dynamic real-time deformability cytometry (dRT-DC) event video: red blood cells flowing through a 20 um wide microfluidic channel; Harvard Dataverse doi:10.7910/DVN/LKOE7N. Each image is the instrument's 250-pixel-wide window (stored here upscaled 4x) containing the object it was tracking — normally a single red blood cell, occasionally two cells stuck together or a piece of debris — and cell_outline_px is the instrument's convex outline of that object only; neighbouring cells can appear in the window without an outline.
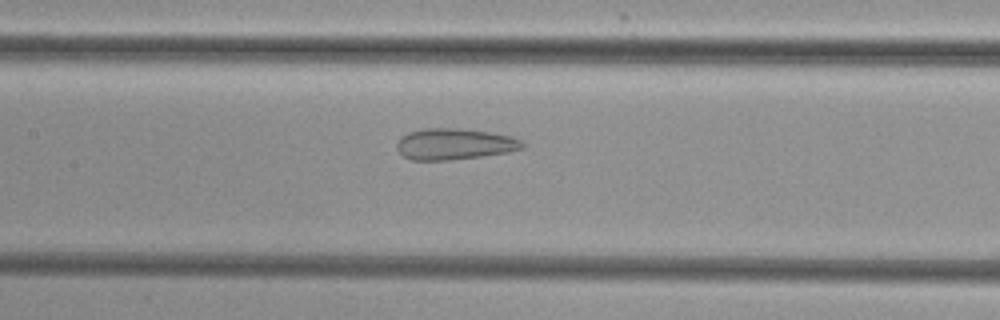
{"species": "common noctule bat (a hibernating species)", "species_latin": "Nyctalus noctula", "temperature_condition": "cold", "stored_images_in_passage": 38, "camera_frame_rate_fps": 3000, "um_per_image_px": 0.085, "animal": {"sex": "female", "body_mass_g": 29.2, "forearm_length_mm": 56.3}, "frame": {"image": 1, "passage_image": 9, "time_ms": 2.667, "image_size_px": [1000, 320], "cell_outline_px": [[524, 148], [508, 152], [480, 156], [448, 160], [412, 160], [404, 156], [396, 148], [396, 144], [400, 136], [408, 132], [424, 128], [460, 128], [492, 132], [512, 136], [520, 140], [524, 144]], "centroid_in_image_um": [38.61, 12.23], "position_along_channel_um": 168.8, "area_um2": 22.95}}
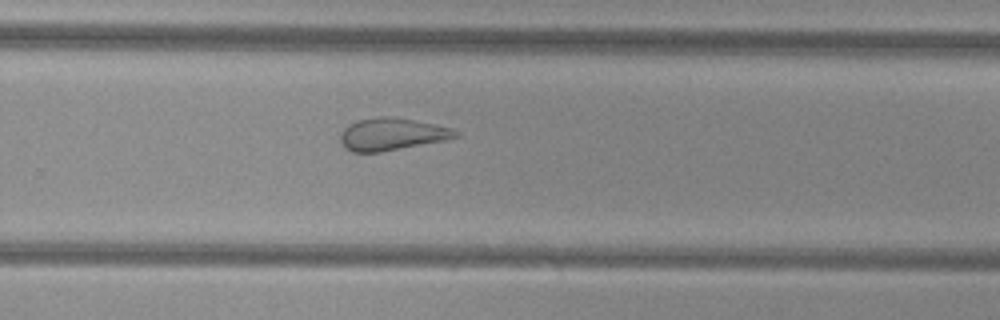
{"frame": {"image": 2, "passage_image": 19, "time_ms": 6.0, "image_size_px": [1000, 320], "cell_outline_px": [[460, 136], [444, 140], [380, 152], [352, 152], [344, 148], [340, 140], [340, 132], [348, 124], [360, 120], [376, 116], [392, 116], [452, 128], [460, 132]], "centroid_in_image_um": [33.27, 11.4], "position_along_channel_um": 296.5, "area_um2": 21.62}}
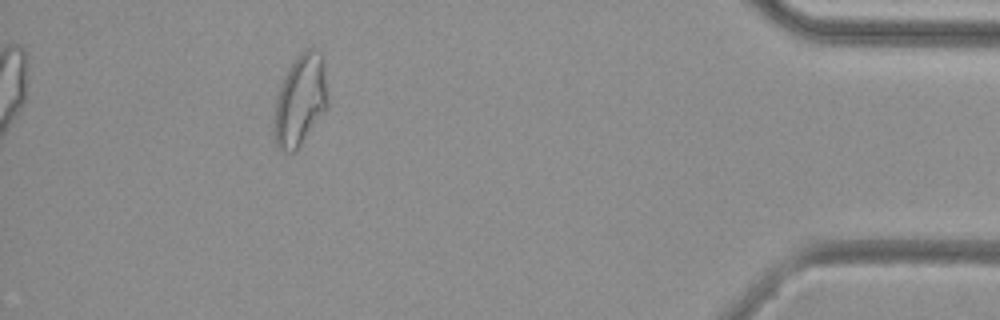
{"frame": {"image": 3, "passage_image": 32, "time_ms": 10.333, "image_size_px": [1000, 320], "cell_outline_px": [[328, 108], [296, 152], [280, 152], [276, 144], [276, 100], [280, 84], [288, 68], [296, 56], [304, 48], [312, 44], [320, 52], [324, 64], [328, 96]], "centroid_in_image_um": [25.57, 8.47], "position_along_channel_um": 409.6, "area_um2": 28.84}}